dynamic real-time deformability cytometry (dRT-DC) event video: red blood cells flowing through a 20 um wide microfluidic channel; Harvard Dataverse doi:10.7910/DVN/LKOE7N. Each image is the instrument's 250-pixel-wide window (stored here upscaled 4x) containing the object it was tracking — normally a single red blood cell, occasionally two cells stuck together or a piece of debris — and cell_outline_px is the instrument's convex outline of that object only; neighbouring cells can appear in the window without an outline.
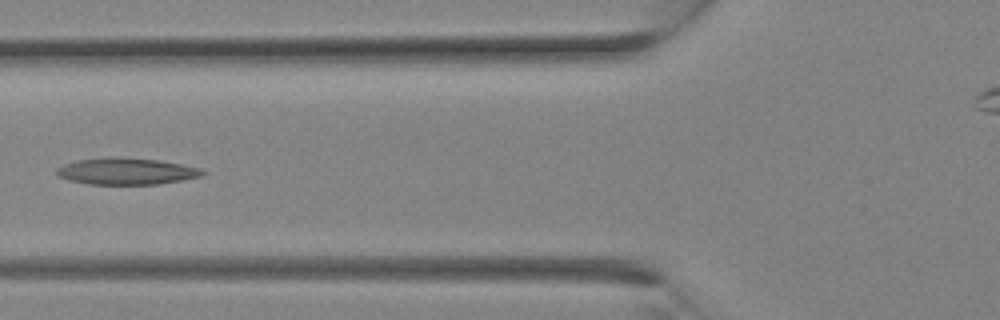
{"species": "Egyptian fruit bat (a non-hibernating species)", "species_latin": "Rousettus aegyptiacus", "temperature_condition": "room temperature", "stored_images_in_passage": 11, "camera_frame_rate_fps": 3000, "um_per_image_px": 0.085, "animal": {"sex": "female"}, "frame": {"image": 1, "passage_image": 10, "time_ms": 3.0, "image_size_px": [1000, 320], "cell_outline_px": [[208, 172], [200, 176], [184, 180], [156, 184], [88, 184], [68, 180], [56, 176], [56, 168], [64, 164], [76, 160], [104, 156], [120, 156], [160, 160], [200, 168]], "centroid_in_image_um": [10.7, 14.54], "position_along_channel_um": 115.1, "area_um2": 23.06}}